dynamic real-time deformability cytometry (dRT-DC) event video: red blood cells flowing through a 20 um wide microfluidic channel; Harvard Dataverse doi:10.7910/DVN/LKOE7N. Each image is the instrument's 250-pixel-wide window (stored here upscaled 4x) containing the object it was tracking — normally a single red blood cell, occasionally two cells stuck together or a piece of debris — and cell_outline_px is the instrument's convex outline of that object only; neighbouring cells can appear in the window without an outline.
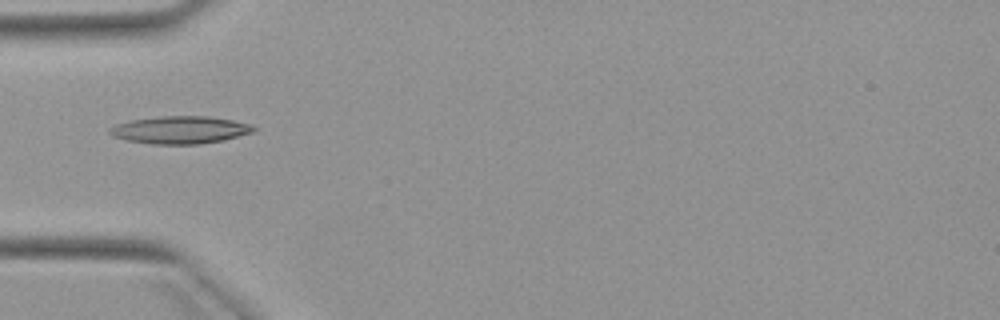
{"species": "Egyptian fruit bat (a non-hibernating species)", "species_latin": "Rousettus aegyptiacus", "temperature_condition": "warm", "stored_images_in_passage": 2, "camera_frame_rate_fps": 3000, "um_per_image_px": 0.085, "animal": {"sex": "female"}, "frame": {"image": 1, "passage_image": 2, "time_ms": 1.0, "image_size_px": [1000, 320], "cell_outline_px": [[256, 128], [252, 132], [224, 140], [200, 144], [152, 144], [124, 140], [112, 136], [108, 132], [108, 128], [116, 124], [128, 120], [160, 116], [208, 116], [232, 120], [252, 124]], "centroid_in_image_um": [15.26, 11.04], "position_along_channel_um": 69.7, "area_um2": 23.29}}